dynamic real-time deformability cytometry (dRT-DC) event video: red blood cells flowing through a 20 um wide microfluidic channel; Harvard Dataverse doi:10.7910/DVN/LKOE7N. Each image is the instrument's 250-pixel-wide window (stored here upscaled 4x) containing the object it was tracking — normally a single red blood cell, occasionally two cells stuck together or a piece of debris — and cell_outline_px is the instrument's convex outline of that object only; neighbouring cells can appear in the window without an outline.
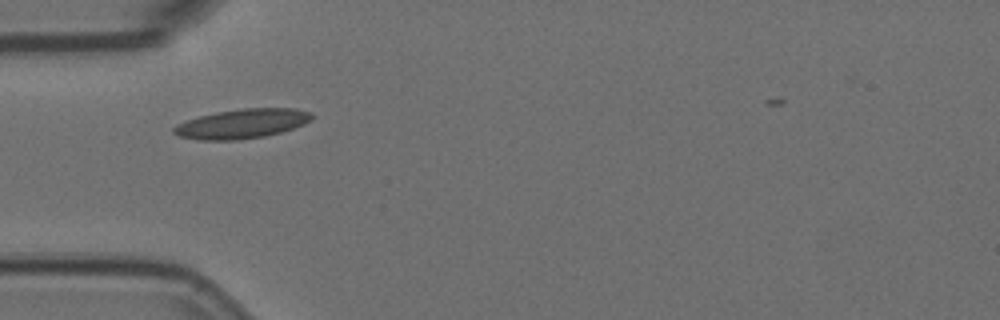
{"species": "Egyptian fruit bat (a non-hibernating species)", "species_latin": "Rousettus aegyptiacus", "temperature_condition": "room temperature", "stored_images_in_passage": 3, "camera_frame_rate_fps": 3000, "um_per_image_px": 0.085, "animal": {"sex": "female"}, "frame": {"image": 1, "passage_image": 2, "time_ms": 0.333, "image_size_px": [1000, 320], "cell_outline_px": [[312, 120], [304, 124], [280, 132], [264, 136], [236, 140], [196, 140], [180, 136], [172, 132], [172, 128], [176, 124], [200, 116], [216, 112], [244, 108], [296, 108], [312, 112]], "centroid_in_image_um": [20.57, 10.51], "position_along_channel_um": 64.4, "area_um2": 23.64}}
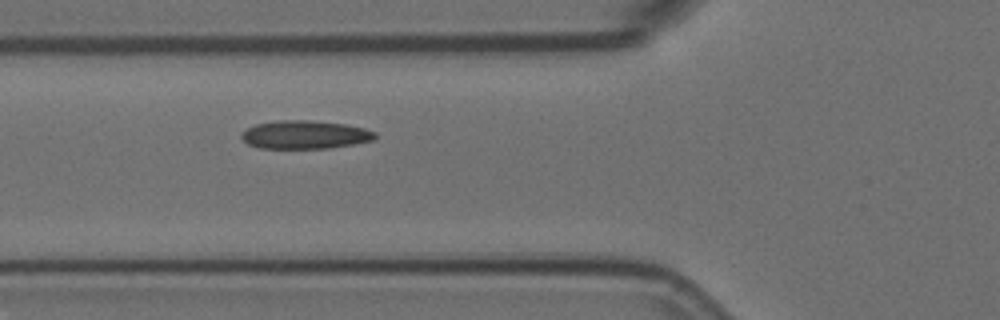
{"frame": {"image": 2, "passage_image": 3, "time_ms": 0.667, "image_size_px": [1000, 320], "cell_outline_px": [[376, 140], [328, 148], [260, 148], [248, 144], [240, 136], [248, 128], [256, 124], [276, 120], [308, 120], [344, 124], [364, 128], [376, 132]], "centroid_in_image_um": [25.94, 11.45], "position_along_channel_um": 99.9, "area_um2": 21.91}}